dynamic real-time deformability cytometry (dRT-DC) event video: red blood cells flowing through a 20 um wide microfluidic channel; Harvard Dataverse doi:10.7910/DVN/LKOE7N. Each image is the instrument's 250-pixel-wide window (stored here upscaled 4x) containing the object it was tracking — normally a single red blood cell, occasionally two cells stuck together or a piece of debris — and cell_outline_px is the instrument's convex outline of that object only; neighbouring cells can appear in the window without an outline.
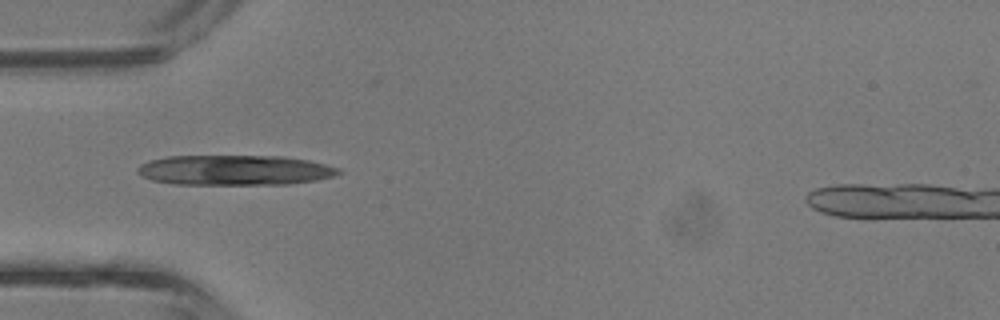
{"species": "common noctule bat (a hibernating species)", "species_latin": "Nyctalus noctula", "temperature_condition": "room temperature", "stored_images_in_passage": 27, "camera_frame_rate_fps": 3000, "um_per_image_px": 0.085, "animal": {"sex": "male", "body_mass_g": 13.3}, "frame": {"image": 1, "passage_image": 10, "time_ms": 3.0, "image_size_px": [1000, 320], "cell_outline_px": [[340, 172], [332, 176], [316, 180], [288, 184], [176, 184], [152, 180], [136, 172], [136, 168], [140, 164], [152, 160], [168, 156], [284, 156], [308, 160], [340, 168]], "centroid_in_image_um": [19.94, 14.46], "position_along_channel_um": 65.1, "area_um2": 35.08}}